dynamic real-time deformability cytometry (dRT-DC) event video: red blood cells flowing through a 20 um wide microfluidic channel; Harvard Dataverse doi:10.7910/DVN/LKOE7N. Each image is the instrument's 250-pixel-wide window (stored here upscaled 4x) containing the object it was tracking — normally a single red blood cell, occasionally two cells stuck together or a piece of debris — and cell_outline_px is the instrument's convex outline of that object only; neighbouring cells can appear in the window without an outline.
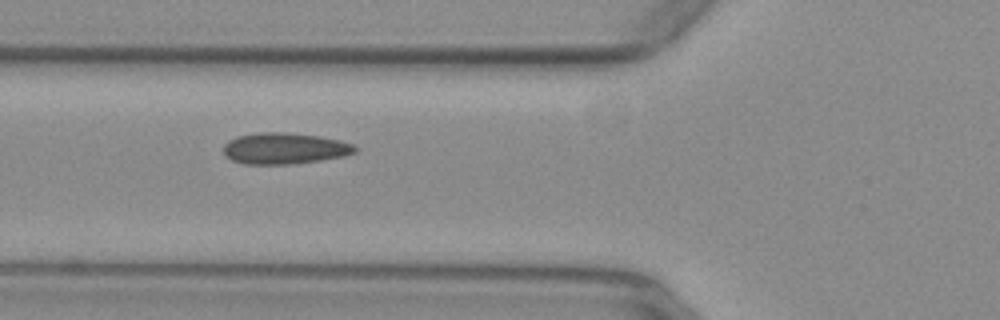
{"species": "common noctule bat (a hibernating species)", "species_latin": "Nyctalus noctula", "temperature_condition": "warm", "stored_images_in_passage": 39, "camera_frame_rate_fps": 3000, "um_per_image_px": 0.085, "animal": {"sex": "female", "body_mass_g": 29.2, "forearm_length_mm": 56.3}, "frame": {"image": 1, "passage_image": 6, "time_ms": 1.667, "image_size_px": [1000, 320], "cell_outline_px": [[356, 152], [344, 156], [320, 160], [288, 164], [244, 164], [232, 160], [224, 156], [224, 144], [228, 140], [236, 136], [260, 132], [284, 132], [320, 136], [340, 140], [352, 144], [356, 148]], "centroid_in_image_um": [24.15, 12.61], "position_along_channel_um": 101.6, "area_um2": 23.99}}
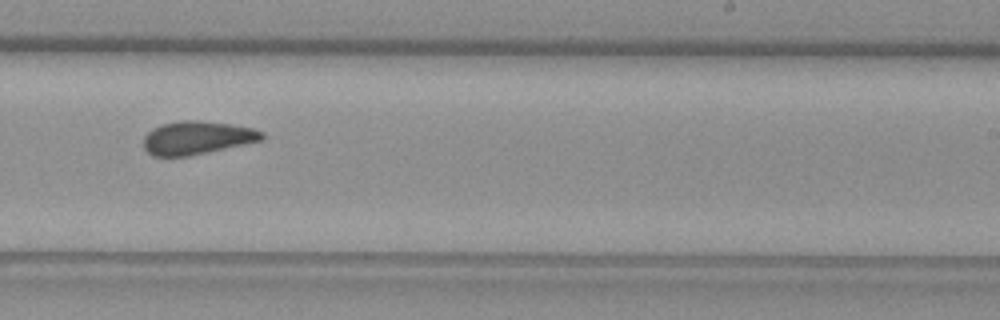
{"frame": {"image": 2, "passage_image": 19, "time_ms": 6.0, "image_size_px": [1000, 320], "cell_outline_px": [[264, 140], [188, 156], [152, 156], [144, 148], [144, 136], [152, 128], [160, 124], [180, 120], [200, 120], [232, 124], [252, 128], [264, 132]], "centroid_in_image_um": [16.75, 11.7], "position_along_channel_um": 272.3, "area_um2": 23.06}}
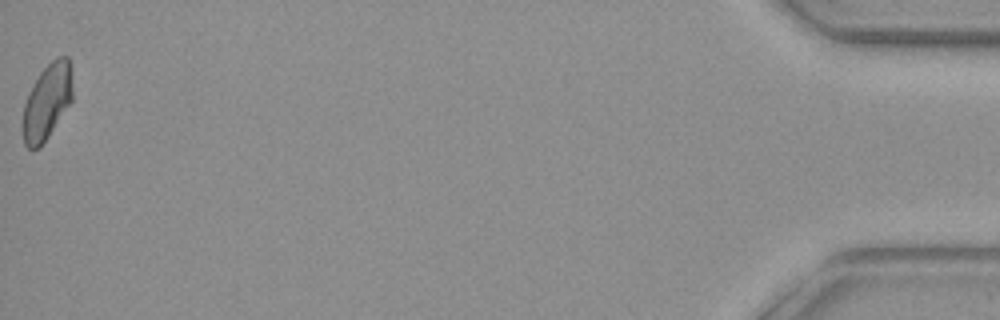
{"frame": {"image": 3, "passage_image": 39, "time_ms": 12.667, "image_size_px": [1000, 320], "cell_outline_px": [[72, 100], [40, 148], [28, 148], [24, 144], [20, 128], [24, 104], [28, 92], [32, 84], [40, 72], [56, 56], [68, 56], [72, 76]], "centroid_in_image_um": [3.96, 8.65], "position_along_channel_um": 431.2, "area_um2": 22.25}, "authors_computed_cell_mechanics": {"area_um2": 22.7154, "velocity_mm_per_s": 3.948, "shape_relaxation_time_tau1_ms": 8.7944, "shape_relaxation_time_tau2_ms": 1.633, "deformation_change_tau1": 0.1462, "deformation_change_tau2": 0.0804}}